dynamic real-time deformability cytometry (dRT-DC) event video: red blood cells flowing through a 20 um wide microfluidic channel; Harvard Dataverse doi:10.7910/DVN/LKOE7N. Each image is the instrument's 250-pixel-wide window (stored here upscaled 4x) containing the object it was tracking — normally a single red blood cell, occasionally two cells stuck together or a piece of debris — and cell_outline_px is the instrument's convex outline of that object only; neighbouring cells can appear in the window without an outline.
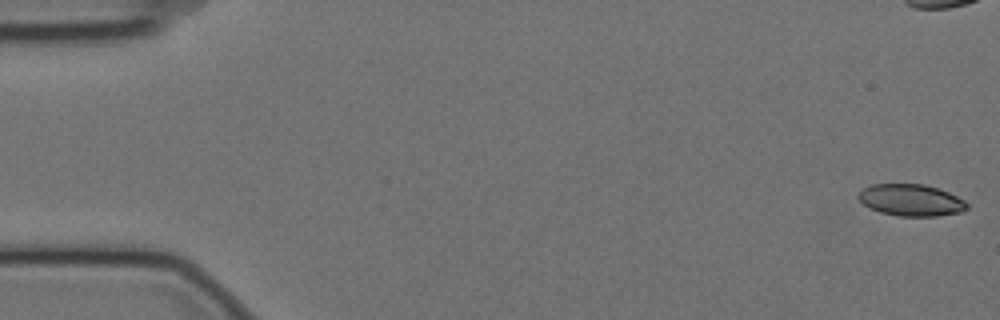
{"species": "Egyptian fruit bat (a non-hibernating species)", "species_latin": "Rousettus aegyptiacus", "temperature_condition": "cold", "stored_images_in_passage": 58, "camera_frame_rate_fps": 3000, "um_per_image_px": 0.085, "animal": {"sex": "female"}, "frame": {"image": 1, "passage_image": 1, "time_ms": 0.0, "image_size_px": [1000, 320], "cell_outline_px": [[968, 208], [960, 212], [936, 216], [896, 216], [880, 212], [864, 204], [856, 196], [864, 188], [872, 184], [924, 184], [948, 192], [964, 200], [968, 204]], "centroid_in_image_um": [77.44, 17.01], "position_along_channel_um": 7.6, "area_um2": 19.94}}
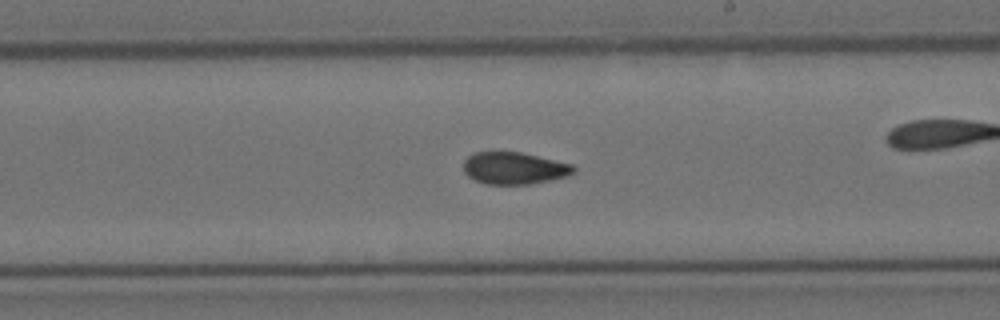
{"frame": {"image": 2, "passage_image": 33, "time_ms": 10.667, "image_size_px": [1000, 320], "cell_outline_px": [[576, 172], [568, 176], [528, 184], [488, 184], [476, 180], [468, 176], [464, 172], [464, 160], [468, 156], [476, 152], [520, 152], [572, 164], [576, 168]], "centroid_in_image_um": [43.72, 14.29], "position_along_channel_um": 245.3, "area_um2": 20.4}}
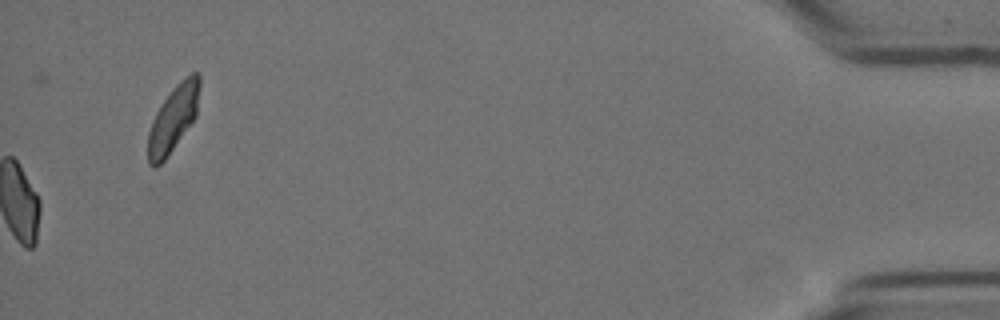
{"frame": {"image": 3, "passage_image": 58, "time_ms": 19.0, "image_size_px": [1000, 320], "cell_outline_px": [[200, 84], [196, 116], [164, 160], [156, 168], [152, 168], [148, 164], [148, 132], [152, 120], [160, 104], [172, 88], [180, 80], [192, 72], [200, 72]], "centroid_in_image_um": [14.71, 10.05], "position_along_channel_um": 420.5, "area_um2": 19.88}, "authors_computed_cell_mechanics": {"area_um2": 21.0103, "velocity_mm_per_s": 3.5117, "shape_relaxation_time_tau1_ms": null, "shape_relaxation_time_tau2_ms": 2.8229, "deformation_change_tau1": null, "deformation_change_tau2": 0.0656}}